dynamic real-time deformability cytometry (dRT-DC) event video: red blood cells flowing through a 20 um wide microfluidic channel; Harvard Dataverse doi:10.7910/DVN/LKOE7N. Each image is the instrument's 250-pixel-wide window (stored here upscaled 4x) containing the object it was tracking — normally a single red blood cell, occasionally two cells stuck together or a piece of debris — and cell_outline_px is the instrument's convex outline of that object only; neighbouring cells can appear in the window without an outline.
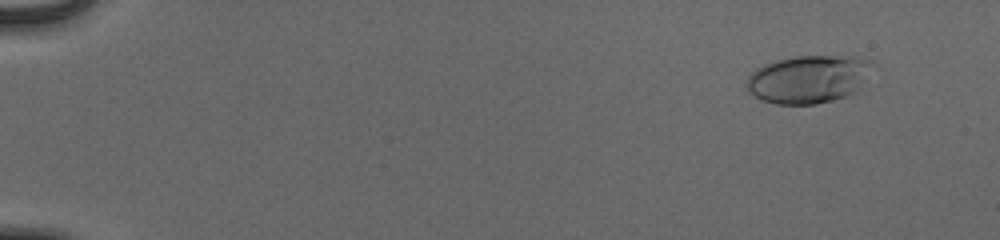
{"species": "human", "species_latin": "Homo sapiens", "temperature_condition": "cold", "stored_images_in_passage": 56, "camera_frame_rate_fps": 3000, "um_per_image_px": 0.085, "donor": {"sex": "male"}, "frame": {"image": 1, "passage_image": 6, "time_ms": 1.667, "image_size_px": [1000, 240], "cell_outline_px": [[872, 64], [856, 92], [832, 100], [816, 104], [776, 104], [764, 100], [748, 92], [748, 76], [756, 68], [764, 64], [776, 60], [792, 56], [856, 56], [868, 60]], "centroid_in_image_um": [68.68, 6.72], "position_along_channel_um": 16.3, "area_um2": 34.68}}
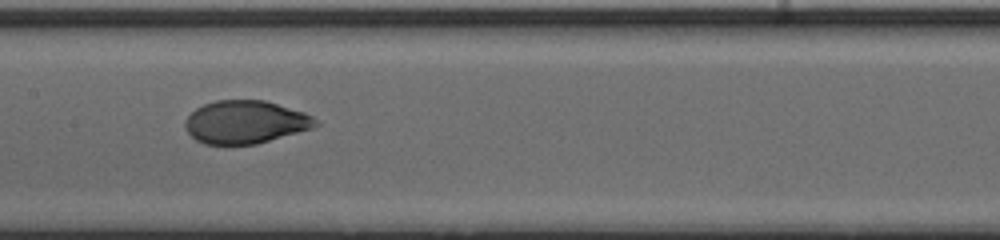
{"frame": {"image": 2, "passage_image": 31, "time_ms": 10.0, "image_size_px": [1000, 240], "cell_outline_px": [[320, 124], [312, 128], [256, 144], [204, 144], [196, 140], [188, 132], [184, 124], [184, 120], [196, 108], [204, 104], [216, 100], [264, 100], [304, 112], [312, 116]], "centroid_in_image_um": [20.84, 10.37], "position_along_channel_um": 186.6, "area_um2": 32.48}}
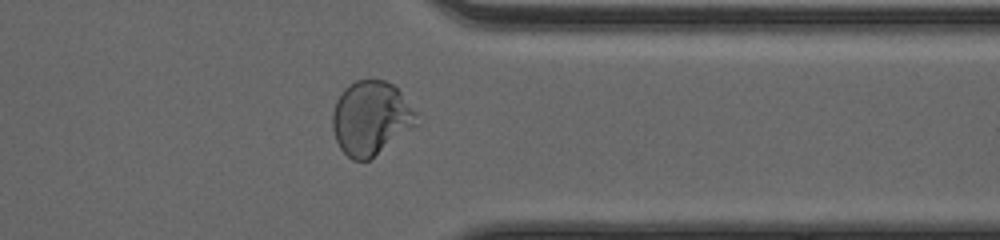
{"frame": {"image": 3, "passage_image": 46, "time_ms": 15.0, "image_size_px": [1000, 240], "cell_outline_px": [[420, 124], [368, 160], [352, 160], [340, 148], [336, 140], [332, 128], [332, 112], [336, 100], [344, 88], [348, 84], [356, 80], [384, 80], [392, 84], [400, 92], [416, 112]], "centroid_in_image_um": [31.52, 10.04], "position_along_channel_um": 379.9, "area_um2": 36.3}, "authors_computed_cell_mechanics": {"area_um2": 33.4662, "velocity_mm_per_s": 3.9035, "shape_relaxation_time_tau1_ms": 5.6038, "shape_relaxation_time_tau2_ms": null, "deformation_change_tau1": 0.2287, "deformation_change_tau2": null}}